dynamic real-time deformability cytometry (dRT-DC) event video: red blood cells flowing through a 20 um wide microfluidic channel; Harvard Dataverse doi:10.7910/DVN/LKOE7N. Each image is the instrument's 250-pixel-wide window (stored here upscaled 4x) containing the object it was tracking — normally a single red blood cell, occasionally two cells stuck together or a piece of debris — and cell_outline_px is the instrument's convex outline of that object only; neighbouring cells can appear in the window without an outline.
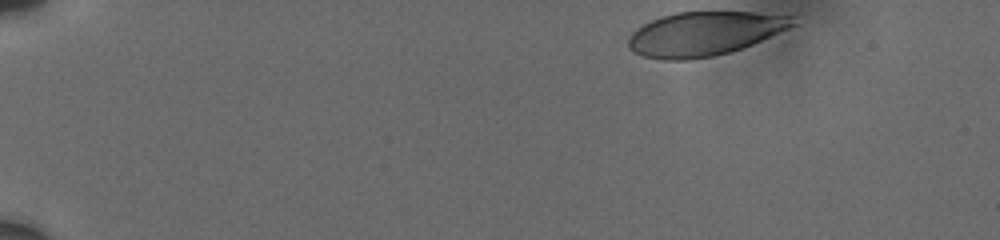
{"species": "human", "species_latin": "Homo sapiens", "temperature_condition": "cold", "stored_images_in_passage": 81, "camera_frame_rate_fps": 3000, "um_per_image_px": 0.085, "donor": {"sex": "male"}, "frame": {"image": 1, "passage_image": 1, "time_ms": 0.0, "image_size_px": [1000, 240], "cell_outline_px": [[796, 24], [788, 28], [752, 44], [728, 52], [712, 56], [688, 60], [660, 60], [644, 56], [628, 48], [628, 40], [632, 32], [636, 28], [660, 16], [676, 12], [752, 12], [796, 16]], "centroid_in_image_um": [59.85, 2.86], "position_along_channel_um": 25.2, "area_um2": 41.96}}
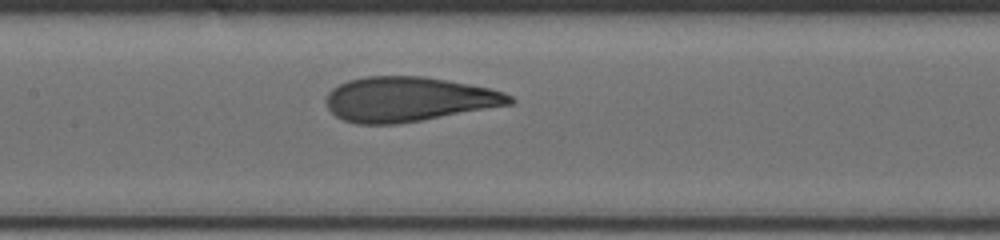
{"frame": {"image": 2, "passage_image": 49, "time_ms": 7.333, "image_size_px": [1000, 240], "cell_outline_px": [[516, 100], [512, 104], [420, 120], [396, 124], [360, 124], [344, 120], [336, 116], [328, 108], [328, 92], [332, 88], [348, 80], [364, 76], [424, 76], [468, 84], [488, 88], [504, 92], [512, 96]], "centroid_in_image_um": [34.72, 8.43], "position_along_channel_um": 172.7, "area_um2": 47.4}}
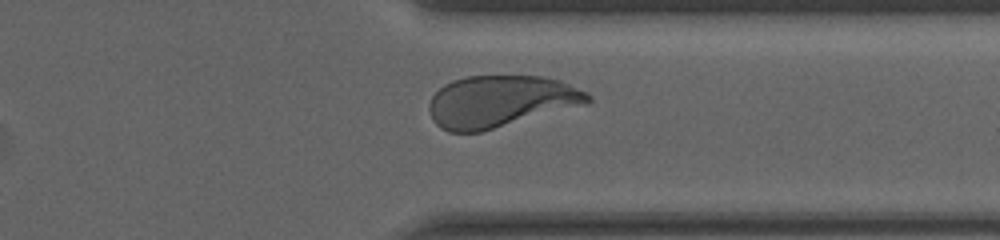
{"frame": {"image": 3, "passage_image": 77, "time_ms": 12.667, "image_size_px": [1000, 240], "cell_outline_px": [[592, 100], [588, 104], [480, 132], [448, 132], [440, 128], [432, 120], [428, 108], [428, 104], [432, 96], [444, 84], [452, 80], [468, 76], [544, 76], [560, 80], [588, 92], [592, 96]], "centroid_in_image_um": [42.55, 8.62], "position_along_channel_um": 368.8, "area_um2": 48.21}, "authors_computed_cell_mechanics": {"area_um2": 47.396, "velocity_mm_per_s": 3.6903, "shape_relaxation_time_tau1_ms": 4.3143, "shape_relaxation_time_tau2_ms": 0.7645, "deformation_change_tau1": 0.1821, "deformation_change_tau2": 0.0713}}